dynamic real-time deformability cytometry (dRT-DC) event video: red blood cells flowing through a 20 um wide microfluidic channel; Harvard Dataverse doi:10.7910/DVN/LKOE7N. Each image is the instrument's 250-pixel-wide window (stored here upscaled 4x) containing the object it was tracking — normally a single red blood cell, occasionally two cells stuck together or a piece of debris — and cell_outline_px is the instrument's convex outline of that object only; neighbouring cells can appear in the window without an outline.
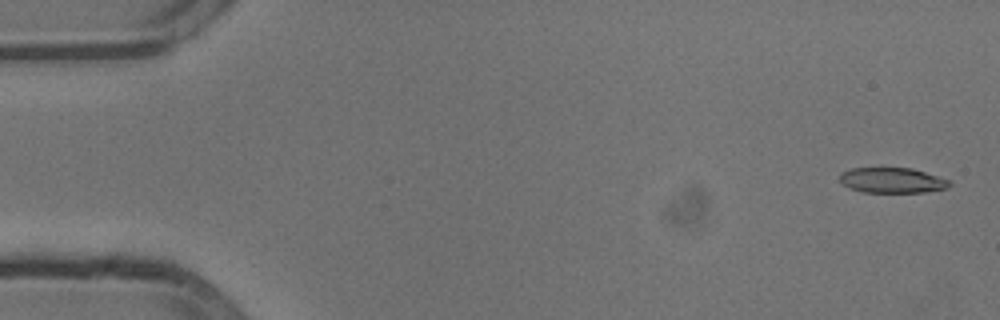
{"species": "common noctule bat (a hibernating species)", "species_latin": "Nyctalus noctula", "temperature_condition": "cold", "stored_images_in_passage": 11, "camera_frame_rate_fps": 3000, "um_per_image_px": 0.085, "animal": {"sex": "male", "body_mass_g": 13.3}, "frame": {"image": 1, "passage_image": 2, "time_ms": 0.333, "image_size_px": [1000, 320], "cell_outline_px": [[952, 184], [948, 188], [924, 192], [864, 192], [848, 188], [840, 180], [840, 172], [852, 168], [912, 168], [948, 180]], "centroid_in_image_um": [75.81, 15.33], "position_along_channel_um": 9.2, "area_um2": 16.07}}